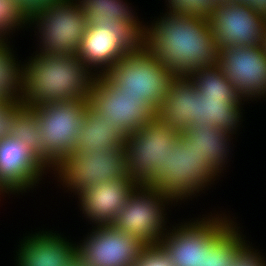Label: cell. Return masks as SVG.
<instances>
[{"label": "cell", "mask_w": 266, "mask_h": 266, "mask_svg": "<svg viewBox=\"0 0 266 266\" xmlns=\"http://www.w3.org/2000/svg\"><path fill=\"white\" fill-rule=\"evenodd\" d=\"M201 219L172 226L160 240L175 266H201L209 249L236 223L222 214Z\"/></svg>", "instance_id": "11"}, {"label": "cell", "mask_w": 266, "mask_h": 266, "mask_svg": "<svg viewBox=\"0 0 266 266\" xmlns=\"http://www.w3.org/2000/svg\"><path fill=\"white\" fill-rule=\"evenodd\" d=\"M180 134L157 119L128 134L124 145L129 176L139 185H151L166 166L168 150Z\"/></svg>", "instance_id": "8"}, {"label": "cell", "mask_w": 266, "mask_h": 266, "mask_svg": "<svg viewBox=\"0 0 266 266\" xmlns=\"http://www.w3.org/2000/svg\"><path fill=\"white\" fill-rule=\"evenodd\" d=\"M218 65L244 102L266 96V50L263 44L219 48Z\"/></svg>", "instance_id": "13"}, {"label": "cell", "mask_w": 266, "mask_h": 266, "mask_svg": "<svg viewBox=\"0 0 266 266\" xmlns=\"http://www.w3.org/2000/svg\"><path fill=\"white\" fill-rule=\"evenodd\" d=\"M216 176L220 175L207 159L191 148L188 150L186 142L179 136L174 148L168 150L166 166L159 171V177L151 186L178 202L195 196L206 186L208 188Z\"/></svg>", "instance_id": "10"}, {"label": "cell", "mask_w": 266, "mask_h": 266, "mask_svg": "<svg viewBox=\"0 0 266 266\" xmlns=\"http://www.w3.org/2000/svg\"><path fill=\"white\" fill-rule=\"evenodd\" d=\"M218 49L262 45L266 19L239 2L217 3L209 17Z\"/></svg>", "instance_id": "15"}, {"label": "cell", "mask_w": 266, "mask_h": 266, "mask_svg": "<svg viewBox=\"0 0 266 266\" xmlns=\"http://www.w3.org/2000/svg\"><path fill=\"white\" fill-rule=\"evenodd\" d=\"M93 227L84 242L76 244L77 255L88 266H132L146 246L139 238L112 225Z\"/></svg>", "instance_id": "14"}, {"label": "cell", "mask_w": 266, "mask_h": 266, "mask_svg": "<svg viewBox=\"0 0 266 266\" xmlns=\"http://www.w3.org/2000/svg\"><path fill=\"white\" fill-rule=\"evenodd\" d=\"M104 75L121 94L140 96L155 110L166 97L174 77L145 46L122 57Z\"/></svg>", "instance_id": "5"}, {"label": "cell", "mask_w": 266, "mask_h": 266, "mask_svg": "<svg viewBox=\"0 0 266 266\" xmlns=\"http://www.w3.org/2000/svg\"><path fill=\"white\" fill-rule=\"evenodd\" d=\"M218 3H225V2H239L240 0H217Z\"/></svg>", "instance_id": "36"}, {"label": "cell", "mask_w": 266, "mask_h": 266, "mask_svg": "<svg viewBox=\"0 0 266 266\" xmlns=\"http://www.w3.org/2000/svg\"><path fill=\"white\" fill-rule=\"evenodd\" d=\"M132 266H175L170 255L160 245H146Z\"/></svg>", "instance_id": "30"}, {"label": "cell", "mask_w": 266, "mask_h": 266, "mask_svg": "<svg viewBox=\"0 0 266 266\" xmlns=\"http://www.w3.org/2000/svg\"><path fill=\"white\" fill-rule=\"evenodd\" d=\"M61 236L43 230L25 236L18 245L15 266H68L77 256L76 243Z\"/></svg>", "instance_id": "19"}, {"label": "cell", "mask_w": 266, "mask_h": 266, "mask_svg": "<svg viewBox=\"0 0 266 266\" xmlns=\"http://www.w3.org/2000/svg\"><path fill=\"white\" fill-rule=\"evenodd\" d=\"M172 12L188 13L209 18L217 5V0H167Z\"/></svg>", "instance_id": "29"}, {"label": "cell", "mask_w": 266, "mask_h": 266, "mask_svg": "<svg viewBox=\"0 0 266 266\" xmlns=\"http://www.w3.org/2000/svg\"><path fill=\"white\" fill-rule=\"evenodd\" d=\"M128 134L118 125L104 119L89 103L85 110L82 129L75 139V150L89 147L99 152L103 146H118L124 144Z\"/></svg>", "instance_id": "21"}, {"label": "cell", "mask_w": 266, "mask_h": 266, "mask_svg": "<svg viewBox=\"0 0 266 266\" xmlns=\"http://www.w3.org/2000/svg\"><path fill=\"white\" fill-rule=\"evenodd\" d=\"M138 185L133 179L109 180L80 192L82 214L96 225H111Z\"/></svg>", "instance_id": "17"}, {"label": "cell", "mask_w": 266, "mask_h": 266, "mask_svg": "<svg viewBox=\"0 0 266 266\" xmlns=\"http://www.w3.org/2000/svg\"><path fill=\"white\" fill-rule=\"evenodd\" d=\"M7 43L0 40V98L21 100L23 65L16 61Z\"/></svg>", "instance_id": "25"}, {"label": "cell", "mask_w": 266, "mask_h": 266, "mask_svg": "<svg viewBox=\"0 0 266 266\" xmlns=\"http://www.w3.org/2000/svg\"><path fill=\"white\" fill-rule=\"evenodd\" d=\"M263 45L266 50V28H265L264 37H263Z\"/></svg>", "instance_id": "37"}, {"label": "cell", "mask_w": 266, "mask_h": 266, "mask_svg": "<svg viewBox=\"0 0 266 266\" xmlns=\"http://www.w3.org/2000/svg\"><path fill=\"white\" fill-rule=\"evenodd\" d=\"M199 92L189 76H174L166 97L156 110V119L179 133L197 125Z\"/></svg>", "instance_id": "18"}, {"label": "cell", "mask_w": 266, "mask_h": 266, "mask_svg": "<svg viewBox=\"0 0 266 266\" xmlns=\"http://www.w3.org/2000/svg\"><path fill=\"white\" fill-rule=\"evenodd\" d=\"M9 136L25 143L43 160L42 136L38 128L35 107H26L22 103L14 111V122L12 123Z\"/></svg>", "instance_id": "26"}, {"label": "cell", "mask_w": 266, "mask_h": 266, "mask_svg": "<svg viewBox=\"0 0 266 266\" xmlns=\"http://www.w3.org/2000/svg\"><path fill=\"white\" fill-rule=\"evenodd\" d=\"M29 20L28 11L18 0H0V40L8 41L6 36L15 32V28L26 27ZM26 24V25H25Z\"/></svg>", "instance_id": "28"}, {"label": "cell", "mask_w": 266, "mask_h": 266, "mask_svg": "<svg viewBox=\"0 0 266 266\" xmlns=\"http://www.w3.org/2000/svg\"><path fill=\"white\" fill-rule=\"evenodd\" d=\"M77 4L85 13L88 26H96L102 21L117 20L130 24L143 38L145 37L147 26L138 21L139 18L134 15L130 4L123 0H78Z\"/></svg>", "instance_id": "22"}, {"label": "cell", "mask_w": 266, "mask_h": 266, "mask_svg": "<svg viewBox=\"0 0 266 266\" xmlns=\"http://www.w3.org/2000/svg\"><path fill=\"white\" fill-rule=\"evenodd\" d=\"M173 201H176L173 197L151 185H138L111 225L139 238L146 245L159 244L167 233L165 206Z\"/></svg>", "instance_id": "9"}, {"label": "cell", "mask_w": 266, "mask_h": 266, "mask_svg": "<svg viewBox=\"0 0 266 266\" xmlns=\"http://www.w3.org/2000/svg\"><path fill=\"white\" fill-rule=\"evenodd\" d=\"M49 168L19 139L8 136L0 141V188L4 194H19L34 188Z\"/></svg>", "instance_id": "16"}, {"label": "cell", "mask_w": 266, "mask_h": 266, "mask_svg": "<svg viewBox=\"0 0 266 266\" xmlns=\"http://www.w3.org/2000/svg\"><path fill=\"white\" fill-rule=\"evenodd\" d=\"M239 3L247 5L254 12L266 19V0H240Z\"/></svg>", "instance_id": "33"}, {"label": "cell", "mask_w": 266, "mask_h": 266, "mask_svg": "<svg viewBox=\"0 0 266 266\" xmlns=\"http://www.w3.org/2000/svg\"><path fill=\"white\" fill-rule=\"evenodd\" d=\"M258 250L246 242L236 253L231 266H266V261Z\"/></svg>", "instance_id": "32"}, {"label": "cell", "mask_w": 266, "mask_h": 266, "mask_svg": "<svg viewBox=\"0 0 266 266\" xmlns=\"http://www.w3.org/2000/svg\"><path fill=\"white\" fill-rule=\"evenodd\" d=\"M242 106L223 102V99L202 98L199 93L197 125L214 126L228 133L236 134L242 120Z\"/></svg>", "instance_id": "24"}, {"label": "cell", "mask_w": 266, "mask_h": 266, "mask_svg": "<svg viewBox=\"0 0 266 266\" xmlns=\"http://www.w3.org/2000/svg\"><path fill=\"white\" fill-rule=\"evenodd\" d=\"M88 103L108 121L118 123L127 133L139 130L156 119V110L140 96L121 94L105 75H95Z\"/></svg>", "instance_id": "12"}, {"label": "cell", "mask_w": 266, "mask_h": 266, "mask_svg": "<svg viewBox=\"0 0 266 266\" xmlns=\"http://www.w3.org/2000/svg\"><path fill=\"white\" fill-rule=\"evenodd\" d=\"M73 2L74 0L49 1L29 12V25L36 24L41 35L40 54H77L88 23L77 1Z\"/></svg>", "instance_id": "4"}, {"label": "cell", "mask_w": 266, "mask_h": 266, "mask_svg": "<svg viewBox=\"0 0 266 266\" xmlns=\"http://www.w3.org/2000/svg\"><path fill=\"white\" fill-rule=\"evenodd\" d=\"M54 174L75 195L100 182L132 179L128 173L124 144L103 146L99 152L81 147L69 154L54 169ZM56 171V173H55Z\"/></svg>", "instance_id": "3"}, {"label": "cell", "mask_w": 266, "mask_h": 266, "mask_svg": "<svg viewBox=\"0 0 266 266\" xmlns=\"http://www.w3.org/2000/svg\"><path fill=\"white\" fill-rule=\"evenodd\" d=\"M87 104V98H80L35 107L43 161L52 170L75 151L76 135L82 129Z\"/></svg>", "instance_id": "6"}, {"label": "cell", "mask_w": 266, "mask_h": 266, "mask_svg": "<svg viewBox=\"0 0 266 266\" xmlns=\"http://www.w3.org/2000/svg\"><path fill=\"white\" fill-rule=\"evenodd\" d=\"M202 98L223 99L225 103L243 105L242 98L217 64L197 69L188 75Z\"/></svg>", "instance_id": "23"}, {"label": "cell", "mask_w": 266, "mask_h": 266, "mask_svg": "<svg viewBox=\"0 0 266 266\" xmlns=\"http://www.w3.org/2000/svg\"><path fill=\"white\" fill-rule=\"evenodd\" d=\"M22 104L21 100L0 101V141L9 136L12 123L14 122V111Z\"/></svg>", "instance_id": "31"}, {"label": "cell", "mask_w": 266, "mask_h": 266, "mask_svg": "<svg viewBox=\"0 0 266 266\" xmlns=\"http://www.w3.org/2000/svg\"><path fill=\"white\" fill-rule=\"evenodd\" d=\"M143 46L144 38L130 24L107 20L87 27L76 55L95 75H104L122 57Z\"/></svg>", "instance_id": "7"}, {"label": "cell", "mask_w": 266, "mask_h": 266, "mask_svg": "<svg viewBox=\"0 0 266 266\" xmlns=\"http://www.w3.org/2000/svg\"><path fill=\"white\" fill-rule=\"evenodd\" d=\"M68 266H88V265L77 255Z\"/></svg>", "instance_id": "35"}, {"label": "cell", "mask_w": 266, "mask_h": 266, "mask_svg": "<svg viewBox=\"0 0 266 266\" xmlns=\"http://www.w3.org/2000/svg\"><path fill=\"white\" fill-rule=\"evenodd\" d=\"M3 193H4L3 190L0 188V195L3 194Z\"/></svg>", "instance_id": "38"}, {"label": "cell", "mask_w": 266, "mask_h": 266, "mask_svg": "<svg viewBox=\"0 0 266 266\" xmlns=\"http://www.w3.org/2000/svg\"><path fill=\"white\" fill-rule=\"evenodd\" d=\"M234 225L209 249L201 266H231L238 250L247 242Z\"/></svg>", "instance_id": "27"}, {"label": "cell", "mask_w": 266, "mask_h": 266, "mask_svg": "<svg viewBox=\"0 0 266 266\" xmlns=\"http://www.w3.org/2000/svg\"><path fill=\"white\" fill-rule=\"evenodd\" d=\"M230 134L214 126L191 125L180 137L186 142L188 150L191 148L205 157L208 164L221 174L226 166L225 162H228Z\"/></svg>", "instance_id": "20"}, {"label": "cell", "mask_w": 266, "mask_h": 266, "mask_svg": "<svg viewBox=\"0 0 266 266\" xmlns=\"http://www.w3.org/2000/svg\"><path fill=\"white\" fill-rule=\"evenodd\" d=\"M23 67L21 101L26 107L89 97L95 74L77 55L35 53Z\"/></svg>", "instance_id": "2"}, {"label": "cell", "mask_w": 266, "mask_h": 266, "mask_svg": "<svg viewBox=\"0 0 266 266\" xmlns=\"http://www.w3.org/2000/svg\"><path fill=\"white\" fill-rule=\"evenodd\" d=\"M147 25L144 46L174 76L218 64V46L209 18L167 11Z\"/></svg>", "instance_id": "1"}, {"label": "cell", "mask_w": 266, "mask_h": 266, "mask_svg": "<svg viewBox=\"0 0 266 266\" xmlns=\"http://www.w3.org/2000/svg\"><path fill=\"white\" fill-rule=\"evenodd\" d=\"M20 4L29 12L43 6L46 2L49 1H58V0H18Z\"/></svg>", "instance_id": "34"}]
</instances>
